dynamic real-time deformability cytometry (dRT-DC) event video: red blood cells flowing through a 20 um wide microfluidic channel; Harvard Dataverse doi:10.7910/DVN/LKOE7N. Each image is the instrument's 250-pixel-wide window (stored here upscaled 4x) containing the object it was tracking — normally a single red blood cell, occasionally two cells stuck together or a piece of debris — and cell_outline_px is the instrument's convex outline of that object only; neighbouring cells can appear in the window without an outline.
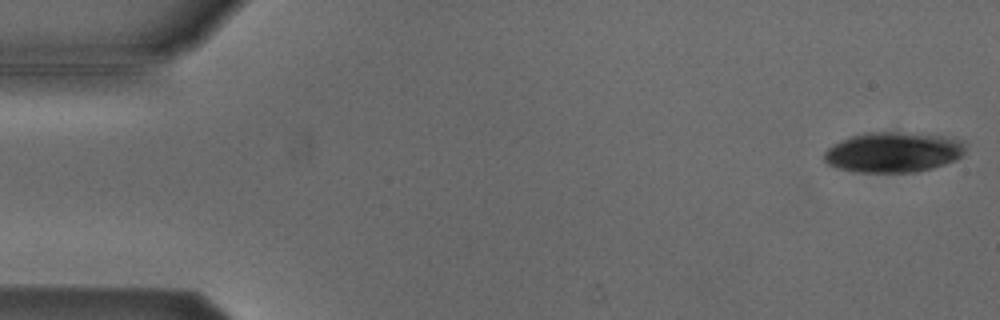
{"species": "Egyptian fruit bat (a non-hibernating species)", "species_latin": "Rousettus aegyptiacus", "temperature_condition": "cold", "stored_images_in_passage": 52, "camera_frame_rate_fps": 3000, "um_per_image_px": 0.085, "animal": {"sex": "male"}, "frame": {"image": 1, "passage_image": 1, "time_ms": 0.0, "image_size_px": [1000, 320], "cell_outline_px": [[968, 144], [964, 152], [956, 160], [932, 168], [916, 172], [852, 172], [836, 168], [828, 164], [824, 160], [824, 152], [832, 144], [840, 140], [864, 132], [900, 132], [944, 136], [964, 140]], "centroid_in_image_um": [75.93, 12.93], "position_along_channel_um": 9.1, "area_um2": 33.52}}